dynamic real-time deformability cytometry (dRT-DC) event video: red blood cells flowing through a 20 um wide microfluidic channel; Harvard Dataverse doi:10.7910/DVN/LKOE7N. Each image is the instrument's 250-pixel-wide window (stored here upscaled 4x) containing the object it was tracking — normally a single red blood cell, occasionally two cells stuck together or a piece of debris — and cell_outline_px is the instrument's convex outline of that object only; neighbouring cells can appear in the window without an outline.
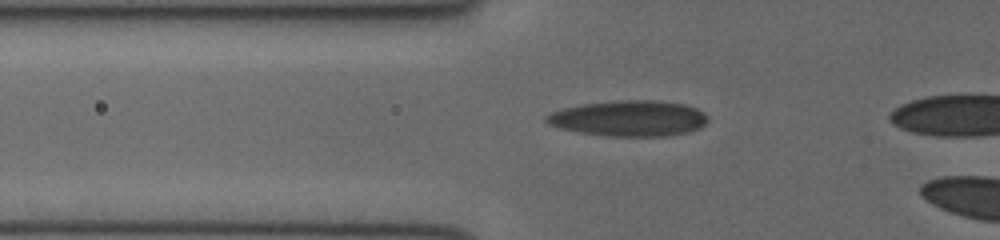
{"species": "human", "species_latin": "Homo sapiens", "temperature_condition": "cold", "stored_images_in_passage": 19, "camera_frame_rate_fps": 3000, "um_per_image_px": 0.085, "donor": {"sex": "female"}, "frame": {"image": 1, "passage_image": 16, "time_ms": 5.0, "image_size_px": [1000, 240], "cell_outline_px": [[708, 120], [700, 128], [688, 132], [664, 136], [604, 136], [580, 132], [560, 128], [548, 124], [544, 120], [544, 116], [552, 112], [564, 108], [584, 104], [616, 100], [656, 100], [684, 104], [696, 108], [704, 112], [708, 116]], "centroid_in_image_um": [53.47, 10.06], "position_along_channel_um": 72.3, "area_um2": 33.7}}